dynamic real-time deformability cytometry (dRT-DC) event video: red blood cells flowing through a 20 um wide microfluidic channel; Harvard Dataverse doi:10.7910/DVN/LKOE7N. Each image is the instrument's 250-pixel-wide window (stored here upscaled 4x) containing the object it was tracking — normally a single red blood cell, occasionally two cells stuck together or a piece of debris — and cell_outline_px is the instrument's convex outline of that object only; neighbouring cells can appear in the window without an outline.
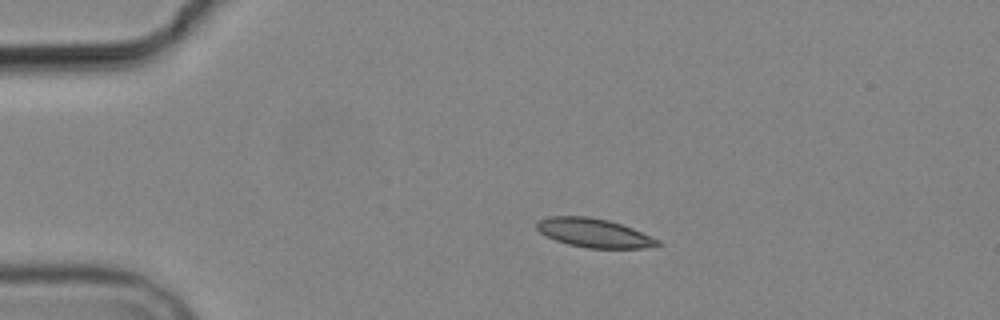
{"species": "common noctule bat (a hibernating species)", "species_latin": "Nyctalus noctula", "temperature_condition": "cold", "stored_images_in_passage": 5, "camera_frame_rate_fps": 3000, "um_per_image_px": 0.085, "animal": {"sex": "male", "body_mass_g": 19.2, "forearm_length_mm": 51.8}, "frame": {"image": 1, "passage_image": 3, "time_ms": 2.333, "image_size_px": [1000, 320], "cell_outline_px": [[664, 244], [644, 248], [588, 248], [568, 244], [556, 240], [540, 232], [536, 228], [536, 220], [548, 216], [588, 216], [608, 220], [632, 228], [660, 240]], "centroid_in_image_um": [50.48, 19.79], "position_along_channel_um": 34.5, "area_um2": 20.35}}
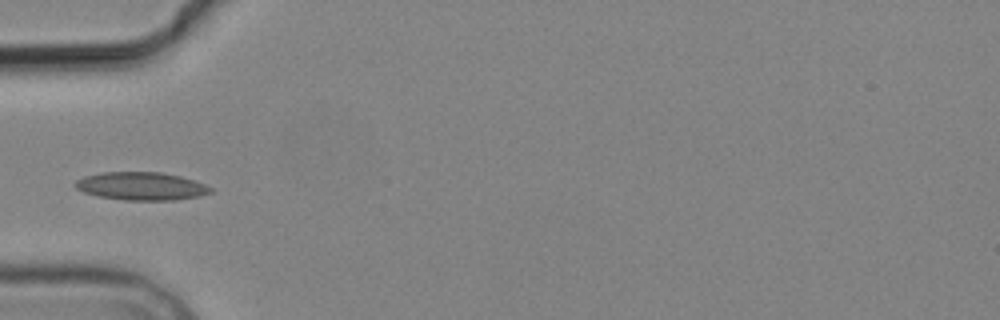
{"frame": {"image": 2, "passage_image": 5, "time_ms": 4.667, "image_size_px": [1000, 320], "cell_outline_px": [[212, 192], [200, 196], [176, 200], [124, 200], [100, 196], [84, 192], [76, 188], [72, 184], [76, 180], [84, 176], [104, 172], [160, 172], [180, 176], [204, 184], [212, 188]], "centroid_in_image_um": [12.0, 15.82], "position_along_channel_um": 73.0, "area_um2": 22.02}}